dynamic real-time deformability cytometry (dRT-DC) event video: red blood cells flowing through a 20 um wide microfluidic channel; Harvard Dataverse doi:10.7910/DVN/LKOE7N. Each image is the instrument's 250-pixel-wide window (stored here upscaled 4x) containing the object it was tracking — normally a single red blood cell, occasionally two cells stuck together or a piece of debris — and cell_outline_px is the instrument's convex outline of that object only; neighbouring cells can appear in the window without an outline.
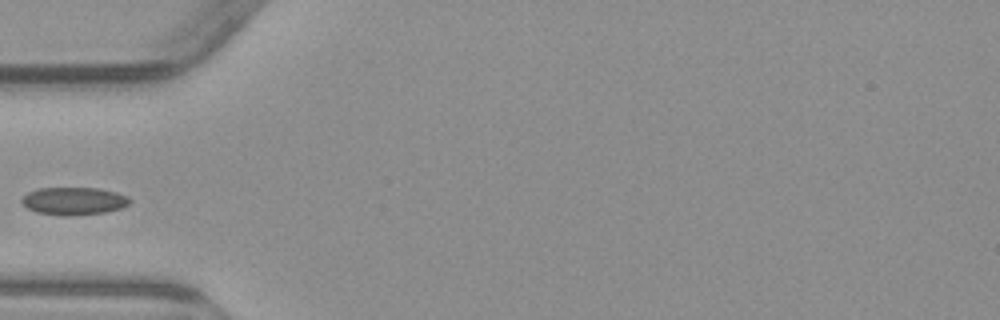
{"species": "common noctule bat (a hibernating species)", "species_latin": "Nyctalus noctula", "temperature_condition": "warm", "stored_images_in_passage": 4, "camera_frame_rate_fps": 3000, "um_per_image_px": 0.085, "animal": {"sex": "male", "body_mass_g": 23.1, "forearm_length_mm": 52.7}, "frame": {"image": 1, "passage_image": 4, "time_ms": 3.667, "image_size_px": [1000, 320], "cell_outline_px": [[132, 200], [128, 204], [120, 208], [104, 212], [72, 216], [60, 216], [36, 212], [20, 204], [20, 200], [28, 192], [40, 188], [96, 188], [116, 192], [128, 196]], "centroid_in_image_um": [6.25, 17.09], "position_along_channel_um": 78.8, "area_um2": 17.51}}